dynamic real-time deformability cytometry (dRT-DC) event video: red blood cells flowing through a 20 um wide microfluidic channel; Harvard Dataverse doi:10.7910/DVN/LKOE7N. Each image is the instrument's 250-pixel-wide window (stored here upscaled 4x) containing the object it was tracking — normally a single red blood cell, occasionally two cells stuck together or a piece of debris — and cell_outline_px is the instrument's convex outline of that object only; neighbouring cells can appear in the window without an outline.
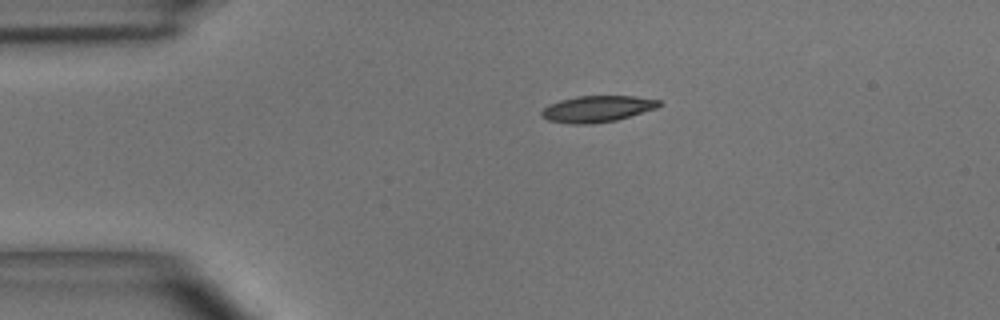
{"species": "common noctule bat (a hibernating species)", "species_latin": "Nyctalus noctula", "temperature_condition": "room temperature", "stored_images_in_passage": 40, "camera_frame_rate_fps": 3000, "um_per_image_px": 0.085, "animal": {"sex": "male", "body_mass_g": 15.6}, "frame": {"image": 1, "passage_image": 1, "time_ms": 0.0, "image_size_px": [1000, 320], "cell_outline_px": [[660, 104], [656, 108], [616, 120], [592, 124], [572, 124], [548, 120], [540, 112], [548, 104], [560, 100], [576, 96], [636, 96], [660, 100]], "centroid_in_image_um": [50.75, 9.25], "position_along_channel_um": 34.3, "area_um2": 17.92}}
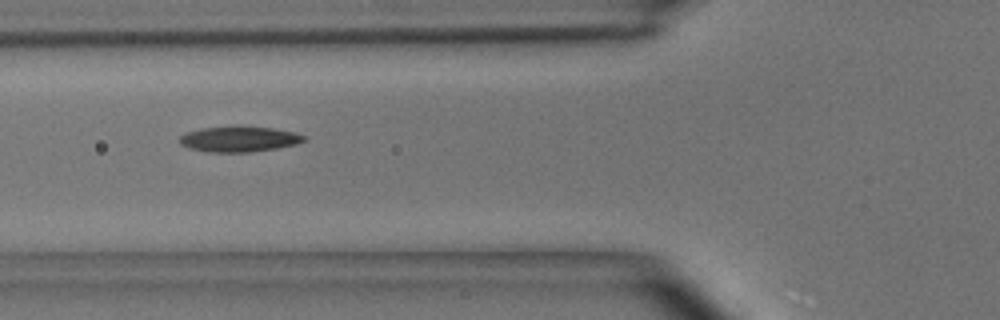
{"frame": {"image": 2, "passage_image": 9, "time_ms": 2.667, "image_size_px": [1000, 320], "cell_outline_px": [[308, 140], [296, 144], [276, 148], [248, 152], [208, 152], [188, 148], [180, 144], [180, 136], [184, 132], [200, 128], [240, 124], [272, 128], [292, 132], [308, 136]], "centroid_in_image_um": [20.31, 11.79], "position_along_channel_um": 105.5, "area_um2": 19.07}}
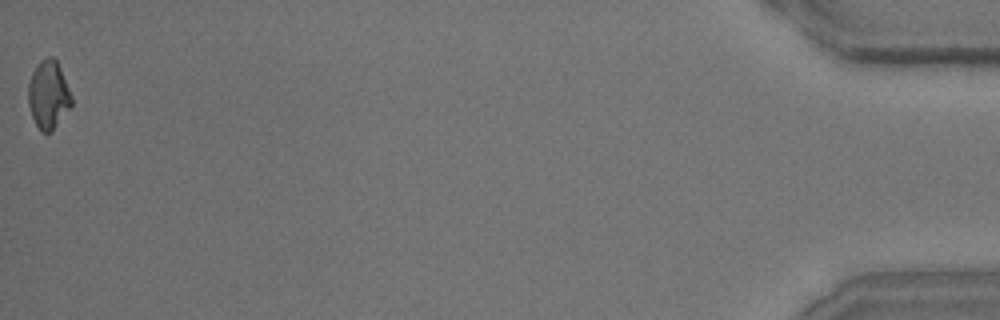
{"frame": {"image": 3, "passage_image": 40, "time_ms": 13.0, "image_size_px": [1000, 320], "cell_outline_px": [[72, 104], [52, 132], [40, 132], [32, 116], [28, 104], [28, 84], [32, 72], [36, 64], [40, 60], [48, 56], [52, 56], [56, 60], [60, 68], [72, 96]], "centroid_in_image_um": [4.1, 8.05], "position_along_channel_um": 431.1, "area_um2": 17.22}, "authors_computed_cell_mechanics": {"area_um2": 18.0625, "velocity_mm_per_s": 4.0622, "shape_relaxation_time_tau1_ms": 6.8456, "shape_relaxation_time_tau2_ms": 5.208, "deformation_change_tau1": 0.1984, "deformation_change_tau2": 0.1468}}